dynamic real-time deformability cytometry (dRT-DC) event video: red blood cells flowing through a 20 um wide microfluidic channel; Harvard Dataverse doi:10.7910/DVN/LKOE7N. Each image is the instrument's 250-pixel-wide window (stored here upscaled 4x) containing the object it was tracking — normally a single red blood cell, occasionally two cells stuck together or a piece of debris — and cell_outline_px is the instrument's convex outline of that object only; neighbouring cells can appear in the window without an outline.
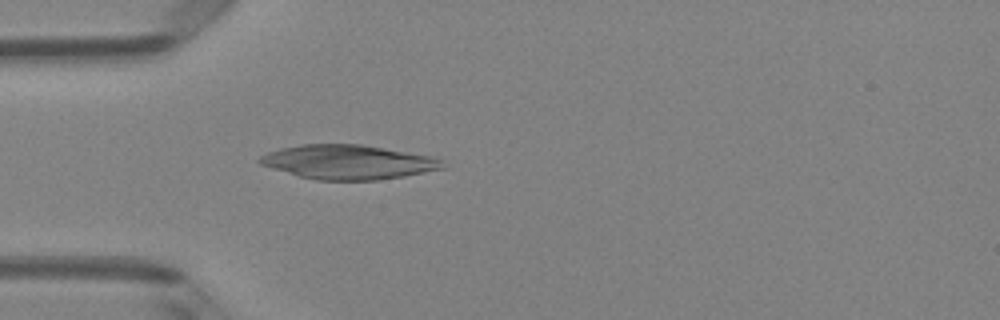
{"species": "Egyptian fruit bat (a non-hibernating species)", "species_latin": "Rousettus aegyptiacus", "temperature_condition": "room temperature", "stored_images_in_passage": 4, "camera_frame_rate_fps": 3000, "um_per_image_px": 0.085, "animal": {"sex": "female"}, "frame": {"image": 1, "passage_image": 4, "time_ms": 1.0, "image_size_px": [1000, 320], "cell_outline_px": [[448, 168], [404, 176], [376, 180], [316, 180], [300, 176], [260, 164], [256, 160], [260, 156], [268, 152], [280, 148], [300, 144], [360, 144], [432, 156], [444, 160]], "centroid_in_image_um": [29.64, 13.77], "position_along_channel_um": 55.4, "area_um2": 36.65}}